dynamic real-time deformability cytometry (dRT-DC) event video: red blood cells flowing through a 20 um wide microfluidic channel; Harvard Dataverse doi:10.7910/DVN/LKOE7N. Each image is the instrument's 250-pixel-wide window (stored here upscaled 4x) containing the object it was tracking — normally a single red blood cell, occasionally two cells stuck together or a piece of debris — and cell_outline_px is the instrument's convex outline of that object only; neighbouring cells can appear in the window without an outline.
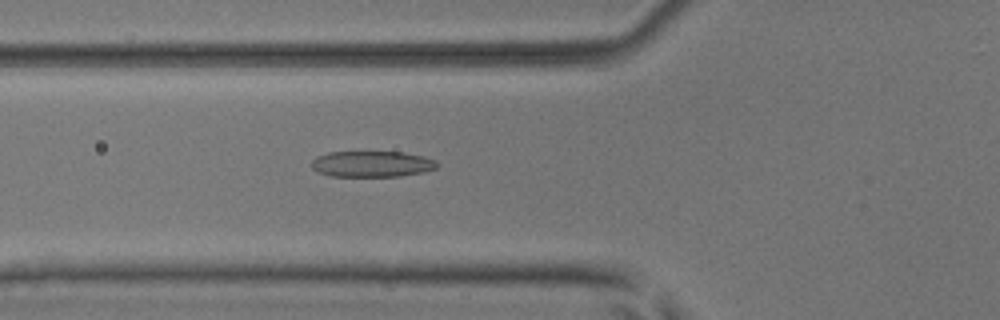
{"species": "common noctule bat (a hibernating species)", "species_latin": "Nyctalus noctula", "temperature_condition": "room temperature", "stored_images_in_passage": 34, "camera_frame_rate_fps": 3000, "um_per_image_px": 0.085, "animal": {"sex": "male", "body_mass_g": 17.9, "forearm_length_mm": 54.2}, "frame": {"image": 1, "passage_image": 6, "time_ms": 1.667, "image_size_px": [1000, 320], "cell_outline_px": [[440, 164], [436, 168], [424, 172], [400, 176], [332, 176], [320, 172], [312, 168], [312, 160], [316, 156], [328, 152], [404, 152], [424, 156], [436, 160]], "centroid_in_image_um": [31.66, 13.93], "position_along_channel_um": 94.1, "area_um2": 19.07}}
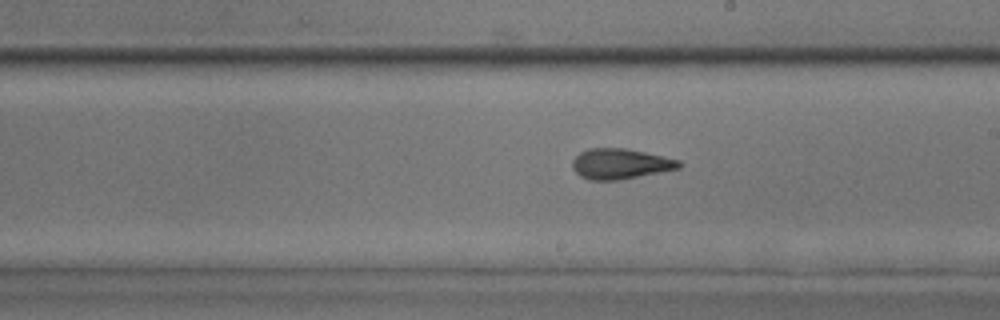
{"frame": {"image": 2, "passage_image": 17, "time_ms": 5.333, "image_size_px": [1000, 320], "cell_outline_px": [[684, 164], [680, 168], [620, 180], [588, 180], [580, 176], [572, 168], [572, 160], [580, 152], [588, 148], [624, 148], [644, 152], [680, 160]], "centroid_in_image_um": [52.72, 13.93], "position_along_channel_um": 236.3, "area_um2": 18.96}}
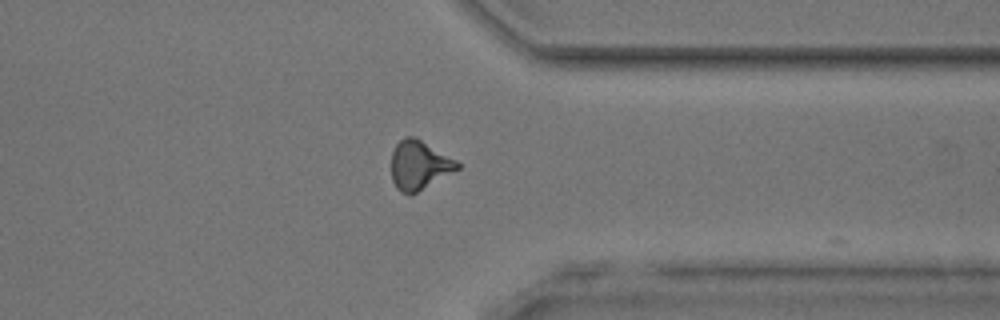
{"frame": {"image": 3, "passage_image": 28, "time_ms": 9.0, "image_size_px": [1000, 320], "cell_outline_px": [[460, 168], [412, 196], [408, 196], [400, 192], [396, 188], [392, 180], [392, 152], [396, 144], [404, 136], [416, 136], [456, 160], [460, 164]], "centroid_in_image_um": [35.62, 14.05], "position_along_channel_um": 375.8, "area_um2": 19.19}}